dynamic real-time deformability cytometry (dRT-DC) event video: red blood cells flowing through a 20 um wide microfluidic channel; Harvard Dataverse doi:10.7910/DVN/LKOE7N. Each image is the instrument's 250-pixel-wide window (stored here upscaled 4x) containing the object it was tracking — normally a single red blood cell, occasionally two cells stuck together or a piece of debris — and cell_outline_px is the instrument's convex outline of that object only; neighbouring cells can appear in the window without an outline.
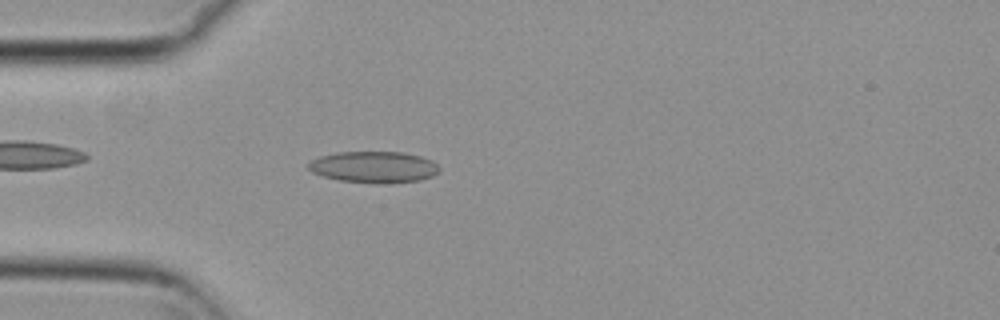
{"species": "common noctule bat (a hibernating species)", "species_latin": "Nyctalus noctula", "temperature_condition": "cold", "stored_images_in_passage": 43, "camera_frame_rate_fps": 3000, "um_per_image_px": 0.085, "animal": {"sex": "female", "body_mass_g": 29.2, "forearm_length_mm": 56.3}, "frame": {"image": 1, "passage_image": 4, "time_ms": 1.0, "image_size_px": [1000, 320], "cell_outline_px": [[440, 172], [432, 176], [420, 180], [376, 184], [340, 180], [324, 176], [312, 172], [308, 168], [308, 164], [312, 160], [320, 156], [340, 152], [404, 152], [420, 156], [432, 160], [440, 168]], "centroid_in_image_um": [31.81, 14.2], "position_along_channel_um": 53.2, "area_um2": 23.93}}
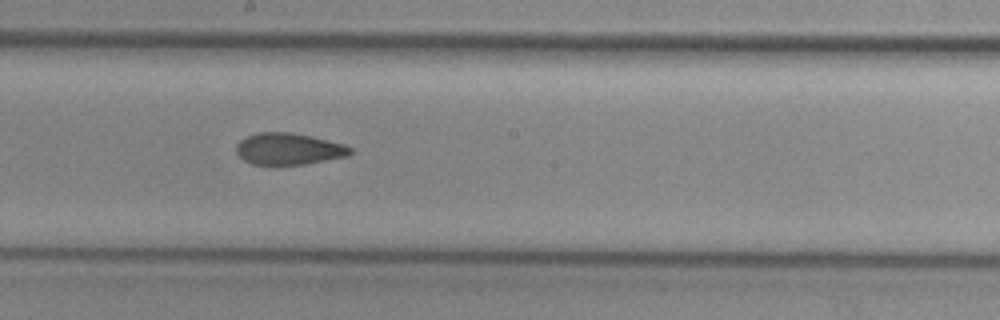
{"frame": {"image": 2, "passage_image": 18, "time_ms": 5.667, "image_size_px": [1000, 320], "cell_outline_px": [[352, 152], [348, 156], [304, 164], [252, 164], [244, 160], [236, 152], [236, 144], [240, 140], [256, 132], [292, 132], [312, 136], [344, 144], [352, 148]], "centroid_in_image_um": [24.54, 12.64], "position_along_channel_um": 223.7, "area_um2": 20.98}}
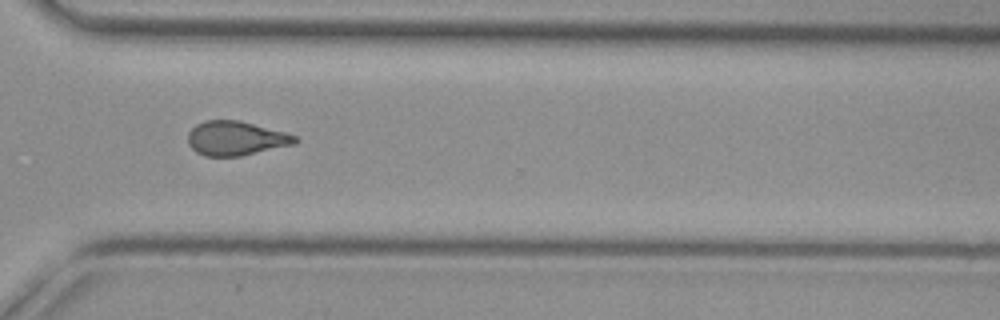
{"frame": {"image": 3, "passage_image": 28, "time_ms": 9.0, "image_size_px": [1000, 320], "cell_outline_px": [[300, 140], [296, 144], [240, 156], [204, 156], [196, 152], [188, 144], [188, 132], [196, 124], [204, 120], [240, 120], [284, 132], [296, 136]], "centroid_in_image_um": [20.04, 11.75], "position_along_channel_um": 350.6, "area_um2": 21.5}, "authors_computed_cell_mechanics": {"area_um2": 21.5016, "velocity_mm_per_s": 3.8089, "shape_relaxation_time_tau1_ms": null, "shape_relaxation_time_tau2_ms": 3.167, "deformation_change_tau1": null, "deformation_change_tau2": 0.0983}}